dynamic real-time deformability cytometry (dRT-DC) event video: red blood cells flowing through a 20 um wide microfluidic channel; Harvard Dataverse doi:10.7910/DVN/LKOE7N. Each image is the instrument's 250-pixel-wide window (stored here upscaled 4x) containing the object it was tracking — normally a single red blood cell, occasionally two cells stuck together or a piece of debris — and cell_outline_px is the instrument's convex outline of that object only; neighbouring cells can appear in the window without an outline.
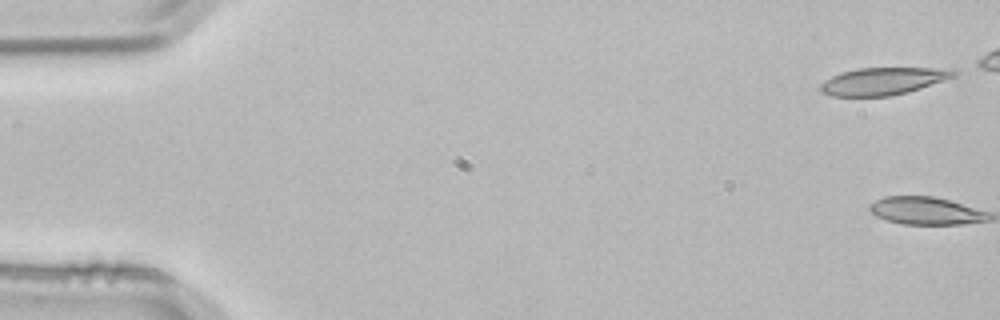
{"species": "common noctule bat (a hibernating species)", "species_latin": "Nyctalus noctula", "temperature_condition": "room temperature", "stored_images_in_passage": 5, "camera_frame_rate_fps": 3000, "um_per_image_px": 0.085, "animal": {"sex": "male", "body_mass_g": 21.5, "forearm_length_mm": 52.0}, "frame": {"image": 1, "passage_image": 1, "time_ms": 0.0, "image_size_px": [1000, 320], "cell_outline_px": [[960, 72], [956, 76], [908, 92], [888, 96], [832, 96], [820, 92], [820, 84], [832, 76], [856, 68], [956, 68]], "centroid_in_image_um": [75.11, 6.89], "position_along_channel_um": 9.9, "area_um2": 21.27}}